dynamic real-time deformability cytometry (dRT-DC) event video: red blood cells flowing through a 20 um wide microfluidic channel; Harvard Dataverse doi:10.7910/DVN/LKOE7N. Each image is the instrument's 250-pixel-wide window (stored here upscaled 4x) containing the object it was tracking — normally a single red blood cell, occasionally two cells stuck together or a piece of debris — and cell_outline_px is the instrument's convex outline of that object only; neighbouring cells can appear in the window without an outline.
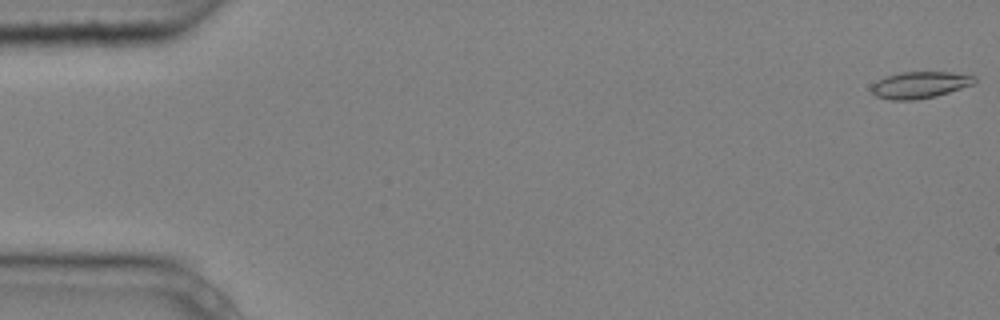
{"species": "common noctule bat (a hibernating species)", "species_latin": "Nyctalus noctula", "temperature_condition": "cold", "stored_images_in_passage": 6, "camera_frame_rate_fps": 3000, "um_per_image_px": 0.085, "animal": {"sex": "male", "body_mass_g": 20.4}, "frame": {"image": 1, "passage_image": 6, "time_ms": 1.667, "image_size_px": [1000, 320], "cell_outline_px": [[976, 80], [972, 84], [936, 96], [916, 100], [892, 100], [876, 96], [872, 92], [872, 84], [876, 80], [884, 76], [900, 72], [952, 72], [976, 76]], "centroid_in_image_um": [78.15, 7.21], "position_along_channel_um": 6.9, "area_um2": 16.01}}